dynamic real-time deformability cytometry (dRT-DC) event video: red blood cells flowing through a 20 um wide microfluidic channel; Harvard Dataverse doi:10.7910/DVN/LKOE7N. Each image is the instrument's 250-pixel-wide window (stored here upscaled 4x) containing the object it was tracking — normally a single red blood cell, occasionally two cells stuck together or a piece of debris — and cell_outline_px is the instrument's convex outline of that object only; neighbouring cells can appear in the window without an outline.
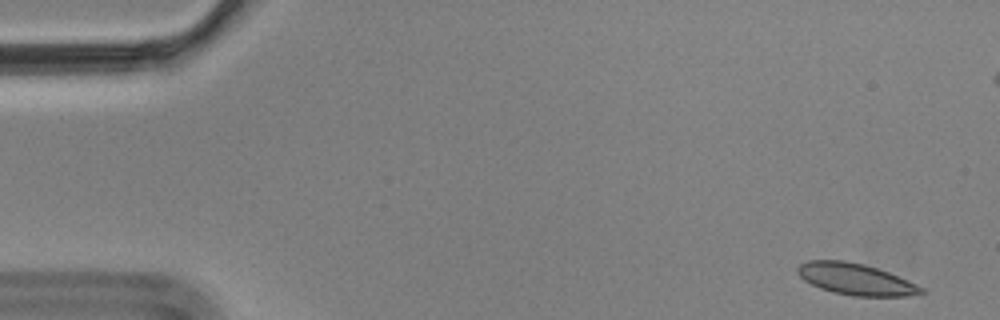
{"species": "Egyptian fruit bat (a non-hibernating species)", "species_latin": "Rousettus aegyptiacus", "temperature_condition": "cold", "stored_images_in_passage": 6, "camera_frame_rate_fps": 3000, "um_per_image_px": 0.085, "animal": {"sex": "male"}, "frame": {"image": 1, "passage_image": 1, "time_ms": 0.0, "image_size_px": [1000, 320], "cell_outline_px": [[928, 292], [908, 296], [852, 296], [832, 292], [820, 288], [804, 280], [796, 272], [796, 268], [800, 264], [808, 260], [844, 260], [864, 264], [888, 272], [908, 280], [924, 288]], "centroid_in_image_um": [72.73, 23.73], "position_along_channel_um": 12.3, "area_um2": 22.77}}